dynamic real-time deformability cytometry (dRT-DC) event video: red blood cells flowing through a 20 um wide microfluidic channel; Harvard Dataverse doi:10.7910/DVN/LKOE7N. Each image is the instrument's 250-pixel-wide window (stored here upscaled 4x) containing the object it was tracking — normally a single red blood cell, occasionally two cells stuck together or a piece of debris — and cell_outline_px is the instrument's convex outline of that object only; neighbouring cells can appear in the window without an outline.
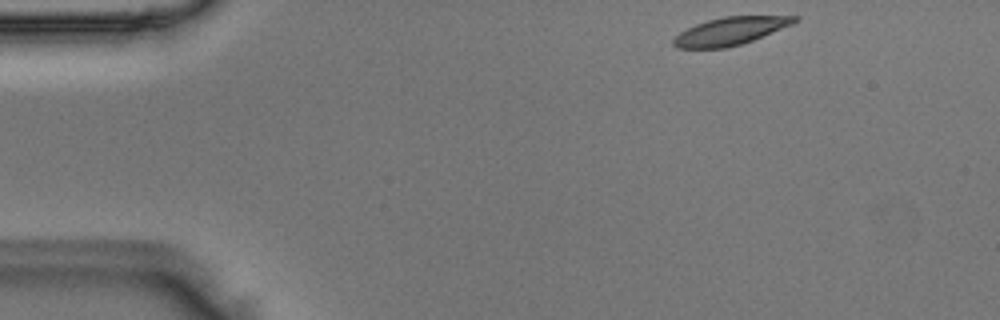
{"species": "Egyptian fruit bat (a non-hibernating species)", "species_latin": "Rousettus aegyptiacus", "temperature_condition": "room temperature", "stored_images_in_passage": 45, "camera_frame_rate_fps": 3000, "um_per_image_px": 0.085, "animal": {"sex": "male"}, "frame": {"image": 1, "passage_image": 1, "time_ms": 0.0, "image_size_px": [1000, 320], "cell_outline_px": [[800, 20], [792, 24], [752, 40], [740, 44], [724, 48], [676, 48], [672, 44], [672, 40], [680, 32], [696, 24], [708, 20], [724, 16], [800, 16]], "centroid_in_image_um": [62.06, 2.64], "position_along_channel_um": 22.9, "area_um2": 19.36}}
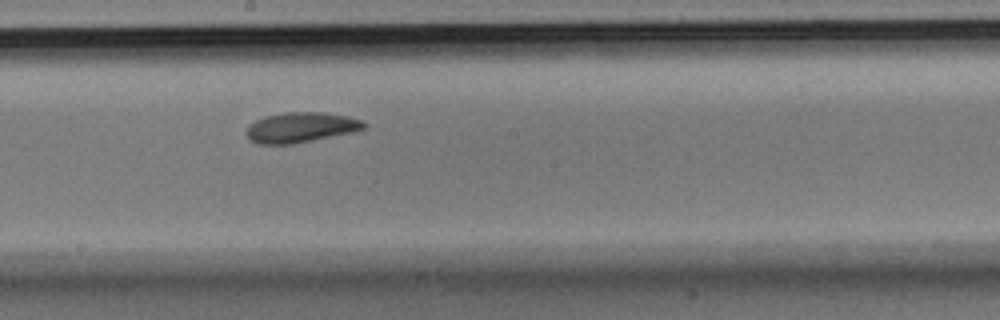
{"frame": {"image": 2, "passage_image": 22, "time_ms": 7.0, "image_size_px": [1000, 320], "cell_outline_px": [[368, 124], [364, 128], [352, 132], [292, 144], [256, 144], [244, 132], [248, 124], [264, 116], [284, 112], [324, 112], [348, 116], [364, 120]], "centroid_in_image_um": [25.56, 10.81], "position_along_channel_um": 222.6, "area_um2": 20.81}}
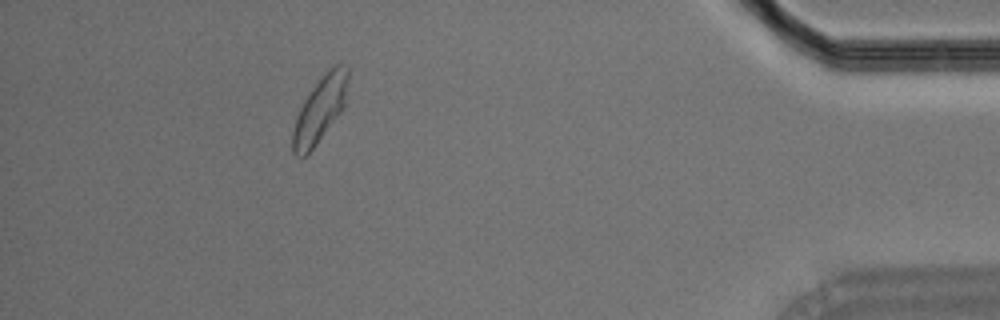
{"frame": {"image": 3, "passage_image": 40, "time_ms": 13.0, "image_size_px": [1000, 320], "cell_outline_px": [[348, 84], [344, 104], [340, 112], [312, 148], [304, 156], [296, 156], [292, 152], [292, 132], [296, 116], [304, 100], [312, 88], [328, 68], [336, 64], [344, 64], [348, 68]], "centroid_in_image_um": [27.19, 9.26], "position_along_channel_um": 408.0, "area_um2": 20.69}}